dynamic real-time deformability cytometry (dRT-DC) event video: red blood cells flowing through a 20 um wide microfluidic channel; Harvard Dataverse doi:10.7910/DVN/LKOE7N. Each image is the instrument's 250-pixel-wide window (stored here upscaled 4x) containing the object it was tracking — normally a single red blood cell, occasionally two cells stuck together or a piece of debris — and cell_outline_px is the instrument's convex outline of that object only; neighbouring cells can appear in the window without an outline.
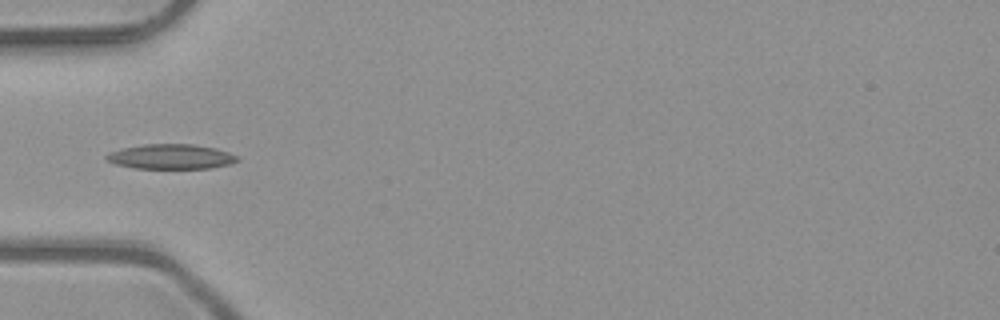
{"species": "common noctule bat (a hibernating species)", "species_latin": "Nyctalus noctula", "temperature_condition": "room temperature", "stored_images_in_passage": 6, "camera_frame_rate_fps": 3000, "um_per_image_px": 0.085, "animal": {"sex": "male", "body_mass_g": 23.1, "forearm_length_mm": 52.7}, "frame": {"image": 1, "passage_image": 4, "time_ms": 1.0, "image_size_px": [1000, 320], "cell_outline_px": [[240, 160], [228, 164], [212, 168], [132, 168], [116, 164], [108, 160], [104, 156], [120, 148], [144, 144], [192, 144], [216, 148], [228, 152], [236, 156]], "centroid_in_image_um": [14.53, 13.31], "position_along_channel_um": 70.5, "area_um2": 18.84}}
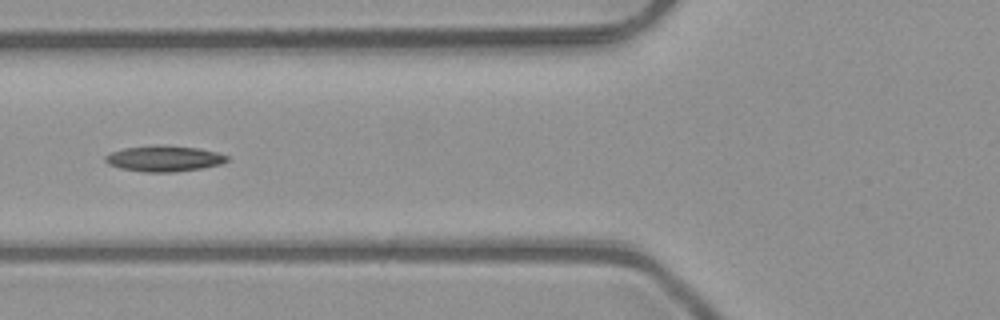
{"frame": {"image": 2, "passage_image": 5, "time_ms": 1.333, "image_size_px": [1000, 320], "cell_outline_px": [[228, 160], [220, 164], [200, 168], [172, 172], [144, 172], [120, 168], [108, 164], [104, 160], [104, 156], [112, 152], [124, 148], [200, 148], [216, 152], [228, 156]], "centroid_in_image_um": [13.93, 13.53], "position_along_channel_um": 111.9, "area_um2": 17.22}}
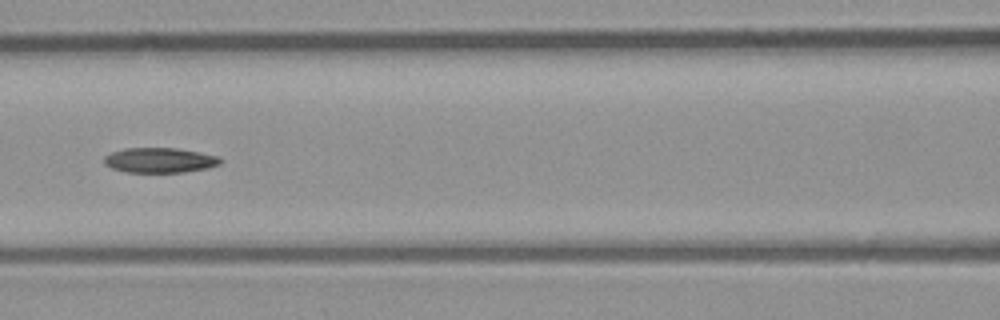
{"frame": {"image": 3, "passage_image": 6, "time_ms": 1.667, "image_size_px": [1000, 320], "cell_outline_px": [[224, 160], [220, 164], [208, 168], [184, 172], [128, 172], [112, 168], [104, 164], [104, 156], [112, 152], [124, 148], [176, 148], [200, 152], [220, 156]], "centroid_in_image_um": [13.62, 13.61], "position_along_channel_um": 153.0, "area_um2": 17.05}}